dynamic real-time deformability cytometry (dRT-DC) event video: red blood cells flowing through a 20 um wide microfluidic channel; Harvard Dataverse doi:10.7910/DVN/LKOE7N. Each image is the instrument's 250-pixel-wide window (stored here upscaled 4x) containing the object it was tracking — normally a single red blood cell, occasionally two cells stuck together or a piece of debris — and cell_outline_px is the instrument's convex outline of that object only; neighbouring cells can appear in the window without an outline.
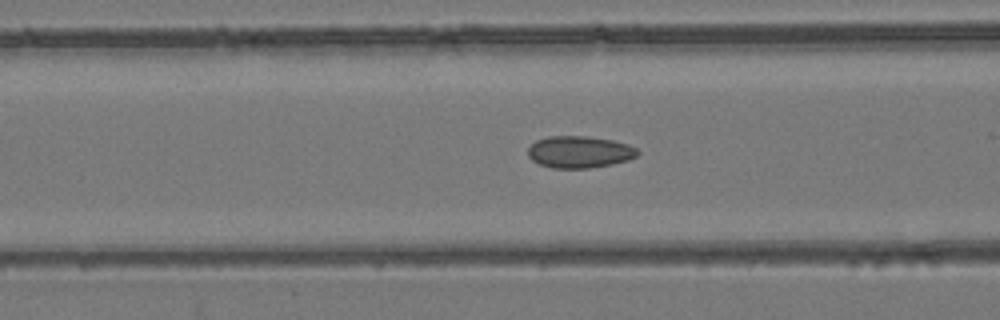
{"species": "common noctule bat (a hibernating species)", "species_latin": "Nyctalus noctula", "temperature_condition": "room temperature", "stored_images_in_passage": 54, "camera_frame_rate_fps": 3000, "um_per_image_px": 0.085, "animal": {"sex": "female", "body_mass_g": 24.6, "forearm_length_mm": 56.2}, "frame": {"image": 1, "passage_image": 22, "time_ms": 7.0, "image_size_px": [1000, 320], "cell_outline_px": [[640, 152], [636, 156], [628, 160], [612, 164], [588, 168], [552, 168], [540, 164], [532, 160], [528, 156], [528, 148], [536, 140], [548, 136], [584, 136], [612, 140], [628, 144], [636, 148]], "centroid_in_image_um": [49.25, 12.91], "position_along_channel_um": 117.4, "area_um2": 20.35}}
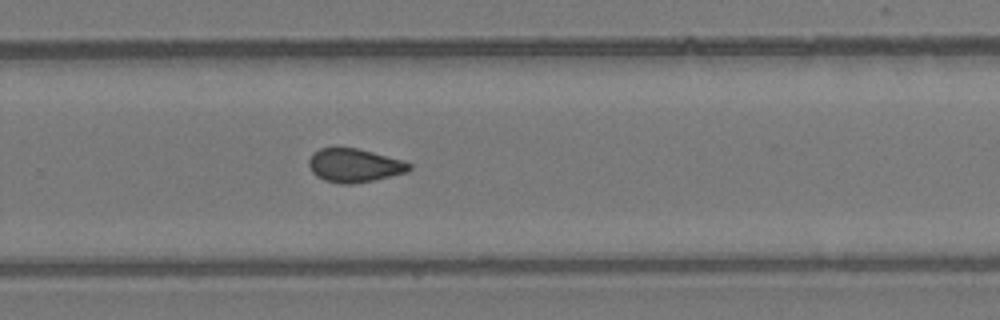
{"frame": {"image": 2, "passage_image": 36, "time_ms": 11.667, "image_size_px": [1000, 320], "cell_outline_px": [[412, 168], [408, 172], [372, 180], [352, 184], [340, 184], [324, 180], [316, 176], [312, 172], [308, 164], [308, 160], [312, 152], [320, 148], [356, 148], [372, 152], [400, 160], [412, 164]], "centroid_in_image_um": [30.08, 14.06], "position_along_channel_um": 299.7, "area_um2": 19.54}}
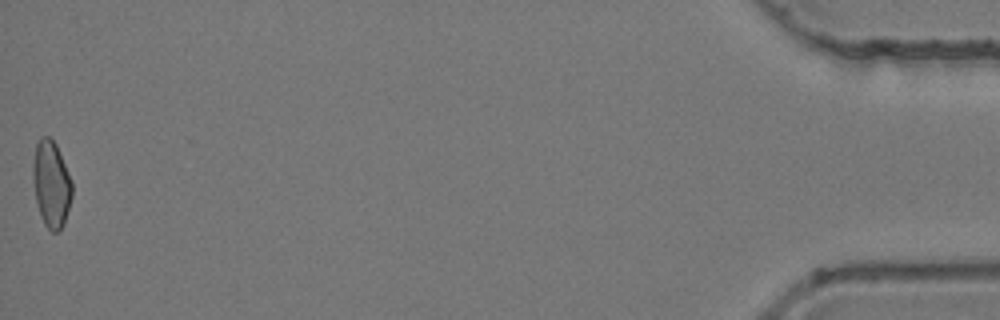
{"frame": {"image": 3, "passage_image": 54, "time_ms": 17.667, "image_size_px": [1000, 320], "cell_outline_px": [[72, 196], [64, 224], [56, 232], [52, 232], [44, 224], [40, 216], [36, 200], [32, 180], [32, 164], [36, 144], [40, 136], [48, 136], [56, 144], [72, 180]], "centroid_in_image_um": [4.34, 15.63], "position_along_channel_um": 430.9, "area_um2": 19.88}, "authors_computed_cell_mechanics": {"area_um2": 19.8832, "velocity_mm_per_s": 3.9069, "shape_relaxation_time_tau1_ms": null, "shape_relaxation_time_tau2_ms": 2.2112, "deformation_change_tau1": null, "deformation_change_tau2": 0.082}}